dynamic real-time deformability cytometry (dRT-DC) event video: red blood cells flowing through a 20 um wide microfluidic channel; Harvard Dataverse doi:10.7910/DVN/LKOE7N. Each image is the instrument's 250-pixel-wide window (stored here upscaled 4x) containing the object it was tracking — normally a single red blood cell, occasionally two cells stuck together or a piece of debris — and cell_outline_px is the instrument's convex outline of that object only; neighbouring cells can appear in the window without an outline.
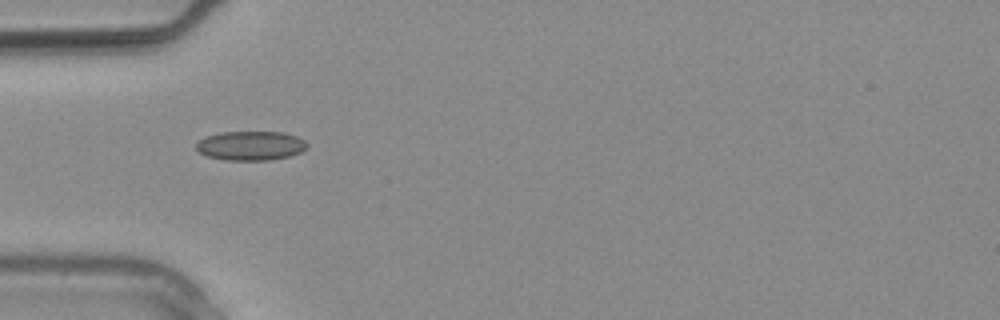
{"species": "common noctule bat (a hibernating species)", "species_latin": "Nyctalus noctula", "temperature_condition": "warm", "stored_images_in_passage": 2, "camera_frame_rate_fps": 3000, "um_per_image_px": 0.085, "animal": {"sex": "male", "body_mass_g": 20.4}, "frame": {"image": 1, "passage_image": 2, "time_ms": 0.333, "image_size_px": [1000, 320], "cell_outline_px": [[308, 144], [300, 152], [288, 156], [268, 160], [224, 160], [204, 156], [196, 148], [196, 144], [204, 136], [220, 132], [284, 132], [296, 136], [304, 140]], "centroid_in_image_um": [21.26, 12.38], "position_along_channel_um": 63.7, "area_um2": 18.9}}